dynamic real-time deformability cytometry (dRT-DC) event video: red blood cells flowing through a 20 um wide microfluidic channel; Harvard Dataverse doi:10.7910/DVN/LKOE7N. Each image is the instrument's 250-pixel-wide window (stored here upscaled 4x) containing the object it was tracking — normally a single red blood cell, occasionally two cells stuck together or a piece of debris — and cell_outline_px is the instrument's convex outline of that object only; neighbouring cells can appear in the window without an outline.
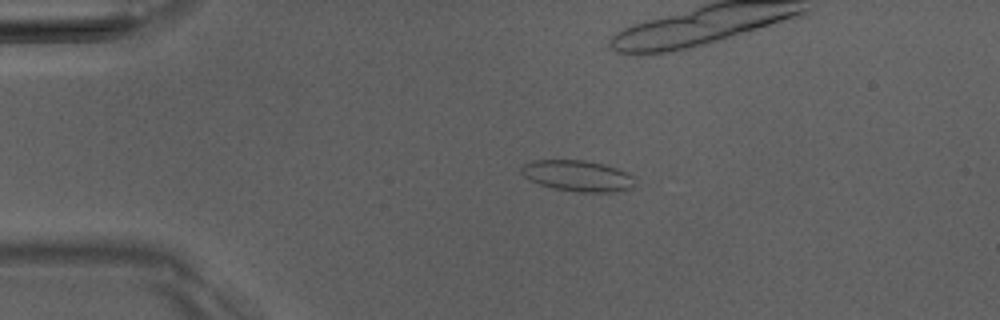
{"species": "Egyptian fruit bat (a non-hibernating species)", "species_latin": "Rousettus aegyptiacus", "temperature_condition": "room temperature", "stored_images_in_passage": 7, "camera_frame_rate_fps": 3000, "um_per_image_px": 0.085, "animal": {"sex": "male"}, "frame": {"image": 1, "passage_image": 3, "time_ms": 3.0, "image_size_px": [1000, 320], "cell_outline_px": [[632, 188], [612, 192], [580, 192], [552, 188], [528, 180], [520, 172], [520, 168], [524, 164], [532, 160], [584, 160], [604, 164], [628, 172], [632, 176]], "centroid_in_image_um": [49.05, 14.94], "position_along_channel_um": 36.0, "area_um2": 20.52}}